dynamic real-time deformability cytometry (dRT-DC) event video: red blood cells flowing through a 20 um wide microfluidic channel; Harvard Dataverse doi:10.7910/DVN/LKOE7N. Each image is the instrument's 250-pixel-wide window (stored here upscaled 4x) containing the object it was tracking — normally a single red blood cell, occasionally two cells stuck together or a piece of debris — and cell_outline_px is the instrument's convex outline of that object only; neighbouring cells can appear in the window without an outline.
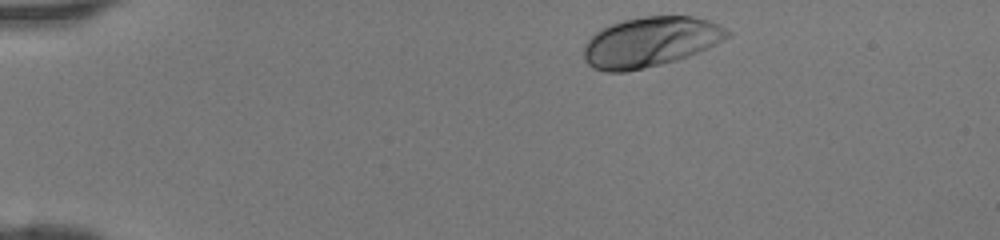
{"species": "human", "species_latin": "Homo sapiens", "temperature_condition": "room temperature", "stored_images_in_passage": 34, "camera_frame_rate_fps": 3000, "um_per_image_px": 0.085, "donor": {"sex": "female"}, "frame": {"image": 1, "passage_image": 1, "time_ms": 0.0, "image_size_px": [1000, 240], "cell_outline_px": [[732, 36], [688, 56], [676, 60], [644, 68], [624, 72], [604, 72], [592, 68], [584, 60], [584, 44], [596, 32], [612, 24], [624, 20], [644, 16], [692, 16], [708, 20], [732, 32]], "centroid_in_image_um": [55.26, 3.57], "position_along_channel_um": 29.7, "area_um2": 41.56}}
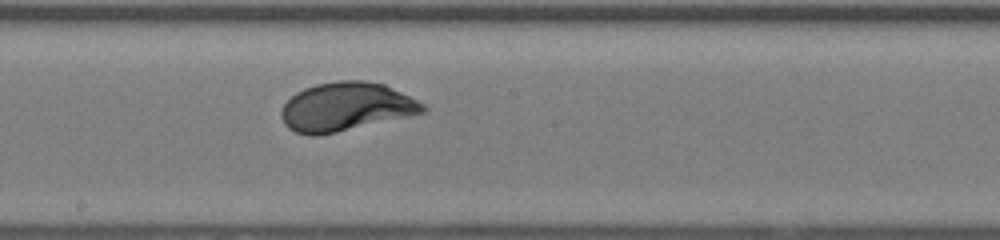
{"frame": {"image": 2, "passage_image": 19, "time_ms": 6.0, "image_size_px": [1000, 240], "cell_outline_px": [[428, 108], [424, 112], [412, 116], [336, 132], [316, 136], [308, 136], [296, 132], [288, 128], [284, 124], [280, 116], [280, 112], [284, 104], [296, 92], [304, 88], [316, 84], [336, 80], [364, 80], [384, 84], [424, 104]], "centroid_in_image_um": [29.39, 9.08], "position_along_channel_um": 218.8, "area_um2": 40.23}}
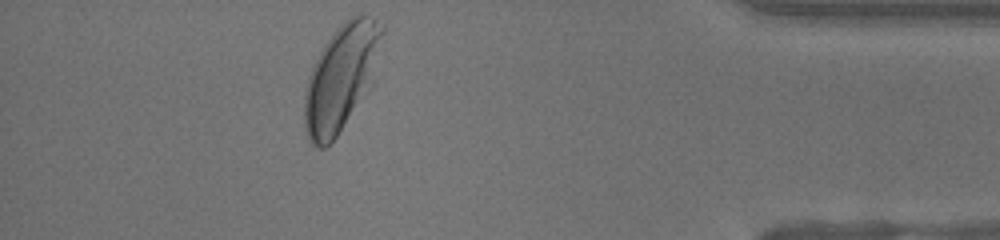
{"frame": {"image": 3, "passage_image": 34, "time_ms": 11.0, "image_size_px": [1000, 240], "cell_outline_px": [[384, 32], [376, 80], [336, 136], [324, 148], [320, 148], [312, 144], [308, 140], [304, 128], [304, 88], [308, 76], [324, 44], [336, 28], [344, 20], [360, 12], [364, 12], [376, 20], [384, 28]], "centroid_in_image_um": [29.03, 6.55], "position_along_channel_um": 406.2, "area_um2": 48.67}}